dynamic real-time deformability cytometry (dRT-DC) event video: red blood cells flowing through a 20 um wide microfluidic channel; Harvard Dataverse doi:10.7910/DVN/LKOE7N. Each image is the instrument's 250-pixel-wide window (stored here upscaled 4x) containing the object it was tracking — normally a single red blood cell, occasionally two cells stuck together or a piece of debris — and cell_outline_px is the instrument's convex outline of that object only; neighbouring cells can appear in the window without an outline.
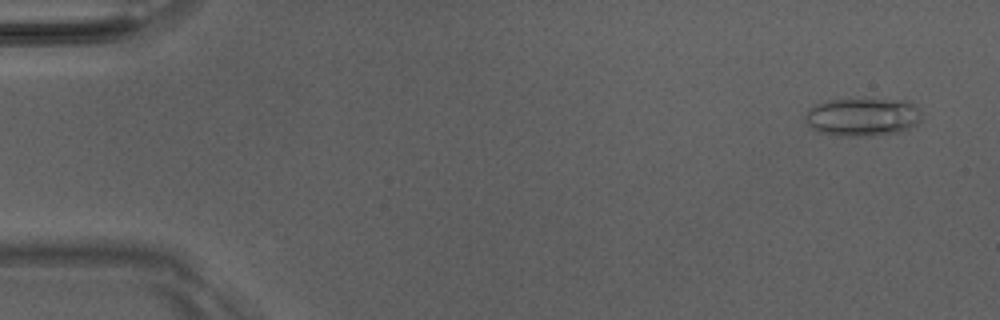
{"species": "Egyptian fruit bat (a non-hibernating species)", "species_latin": "Rousettus aegyptiacus", "temperature_condition": "room temperature", "stored_images_in_passage": 51, "camera_frame_rate_fps": 3000, "um_per_image_px": 0.085, "animal": {"sex": "male"}, "frame": {"image": 1, "passage_image": 3, "time_ms": 0.667, "image_size_px": [1000, 320], "cell_outline_px": [[920, 120], [916, 124], [900, 132], [872, 136], [836, 136], [816, 132], [804, 120], [804, 116], [808, 108], [816, 104], [828, 100], [908, 100], [920, 108]], "centroid_in_image_um": [73.29, 9.96], "position_along_channel_um": 11.7, "area_um2": 26.07}}
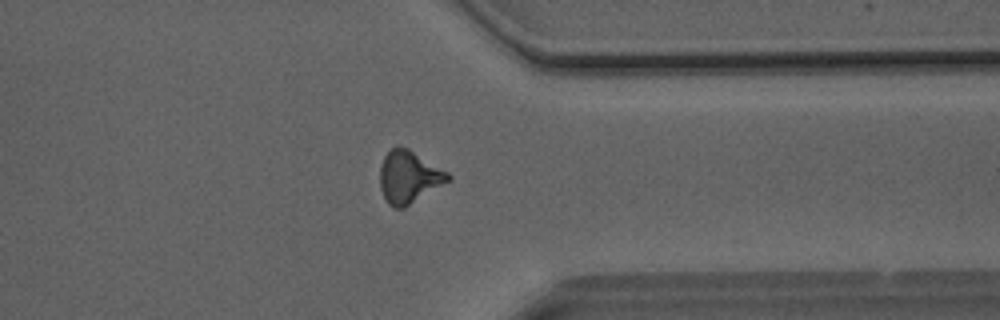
{"frame": {"image": 2, "passage_image": 40, "time_ms": 13.0, "image_size_px": [1000, 320], "cell_outline_px": [[452, 180], [404, 208], [392, 208], [388, 204], [380, 188], [380, 168], [384, 156], [392, 148], [408, 148], [448, 172], [452, 176]], "centroid_in_image_um": [34.78, 15.07], "position_along_channel_um": 376.6, "area_um2": 20.75}}
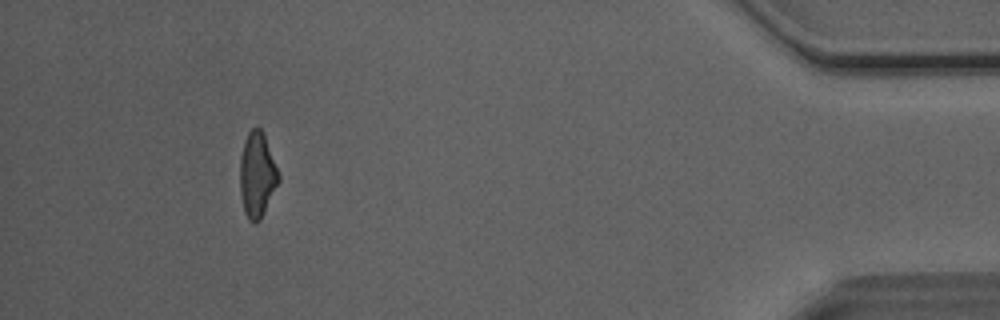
{"frame": {"image": 3, "passage_image": 47, "time_ms": 15.333, "image_size_px": [1000, 320], "cell_outline_px": [[280, 180], [260, 220], [256, 224], [248, 220], [244, 212], [240, 192], [240, 156], [244, 140], [248, 132], [256, 124], [264, 132], [280, 176]], "centroid_in_image_um": [21.85, 14.83], "position_along_channel_um": 413.4, "area_um2": 19.42}, "authors_computed_cell_mechanics": {"area_um2": 20.2878, "velocity_mm_per_s": 4.0797, "shape_relaxation_time_tau1_ms": 8.9624, "shape_relaxation_time_tau2_ms": 2.8893, "deformation_change_tau1": 0.2357, "deformation_change_tau2": 0.1323}}